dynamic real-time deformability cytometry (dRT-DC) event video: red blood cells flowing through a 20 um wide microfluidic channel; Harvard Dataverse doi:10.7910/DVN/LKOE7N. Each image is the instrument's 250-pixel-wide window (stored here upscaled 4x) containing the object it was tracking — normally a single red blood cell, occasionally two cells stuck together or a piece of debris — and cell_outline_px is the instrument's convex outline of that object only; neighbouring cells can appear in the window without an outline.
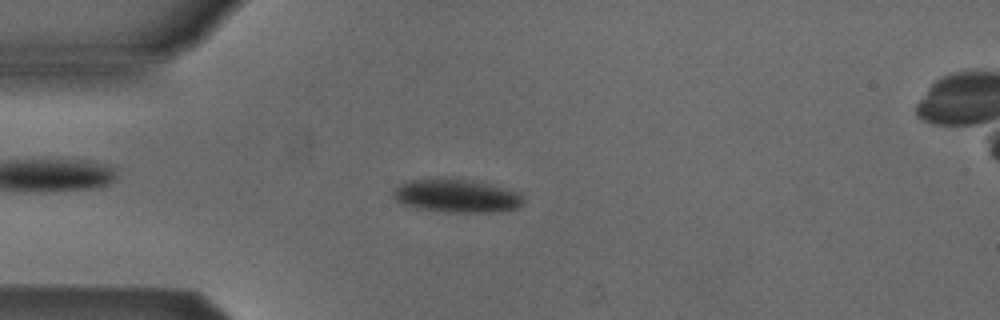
{"species": "Egyptian fruit bat (a non-hibernating species)", "species_latin": "Rousettus aegyptiacus", "temperature_condition": "cold", "stored_images_in_passage": 41, "camera_frame_rate_fps": 3000, "um_per_image_px": 0.085, "animal": {"sex": "male"}, "frame": {"image": 1, "passage_image": 2, "time_ms": 0.333, "image_size_px": [1000, 320], "cell_outline_px": [[524, 204], [520, 208], [500, 212], [444, 212], [416, 208], [400, 204], [392, 196], [392, 192], [396, 184], [404, 180], [436, 176], [444, 176], [468, 180], [488, 184], [520, 192], [524, 196]], "centroid_in_image_um": [38.74, 16.62], "position_along_channel_um": 46.3, "area_um2": 26.41}}
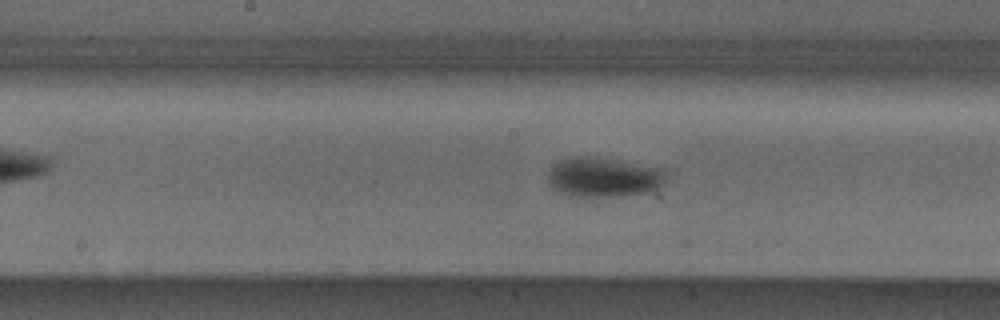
{"frame": {"image": 2, "passage_image": 15, "time_ms": 4.667, "image_size_px": [1000, 320], "cell_outline_px": [[664, 184], [652, 192], [608, 196], [572, 196], [560, 192], [552, 188], [548, 184], [548, 168], [560, 160], [572, 156], [592, 156], [660, 168], [664, 172]], "centroid_in_image_um": [51.24, 15.06], "position_along_channel_um": 197.0, "area_um2": 27.17}}
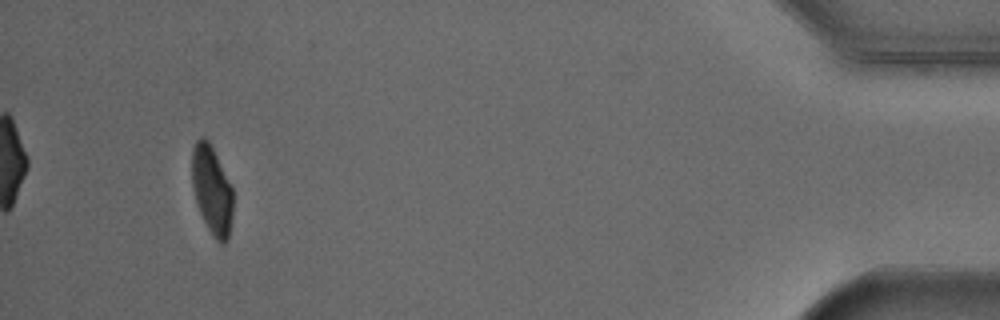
{"frame": {"image": 3, "passage_image": 38, "time_ms": 12.333, "image_size_px": [1000, 320], "cell_outline_px": [[232, 216], [228, 240], [224, 244], [220, 244], [212, 236], [200, 212], [196, 200], [192, 184], [192, 148], [196, 140], [200, 136], [204, 136], [208, 140], [232, 188]], "centroid_in_image_um": [18.0, 16.17], "position_along_channel_um": 417.2, "area_um2": 20.92}, "authors_computed_cell_mechanics": {"area_um2": 25.4898, "velocity_mm_per_s": 3.856, "shape_relaxation_time_tau1_ms": 3.3255, "shape_relaxation_time_tau2_ms": null, "deformation_change_tau1": 0.1121, "deformation_change_tau2": null}}